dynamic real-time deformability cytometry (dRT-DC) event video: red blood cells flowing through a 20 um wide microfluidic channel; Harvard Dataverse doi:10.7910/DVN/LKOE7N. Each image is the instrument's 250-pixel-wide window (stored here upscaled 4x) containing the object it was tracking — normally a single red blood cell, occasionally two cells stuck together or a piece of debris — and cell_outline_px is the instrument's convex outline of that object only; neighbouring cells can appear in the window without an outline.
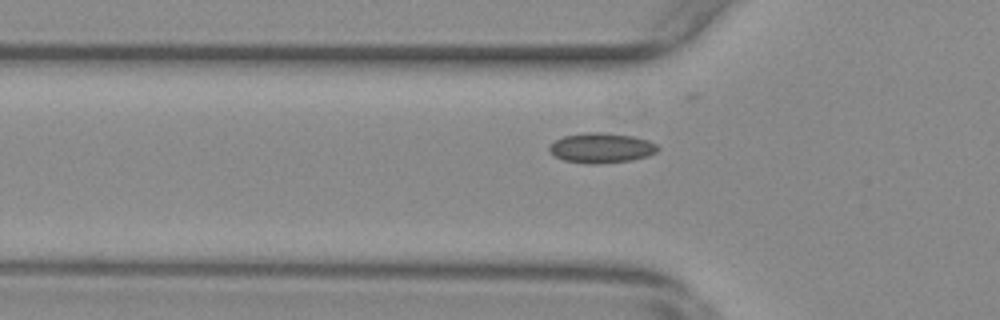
{"species": "common noctule bat (a hibernating species)", "species_latin": "Nyctalus noctula", "temperature_condition": "warm", "stored_images_in_passage": 50, "camera_frame_rate_fps": 3000, "um_per_image_px": 0.085, "animal": {"sex": "female", "body_mass_g": 29.2, "forearm_length_mm": 56.3}, "frame": {"image": 1, "passage_image": 13, "time_ms": 4.0, "image_size_px": [1000, 320], "cell_outline_px": [[660, 148], [656, 152], [648, 156], [632, 160], [600, 164], [588, 164], [564, 160], [556, 156], [548, 148], [556, 140], [564, 136], [584, 132], [604, 132], [632, 136], [648, 140], [656, 144]], "centroid_in_image_um": [51.15, 12.57], "position_along_channel_um": 74.6, "area_um2": 18.96}}
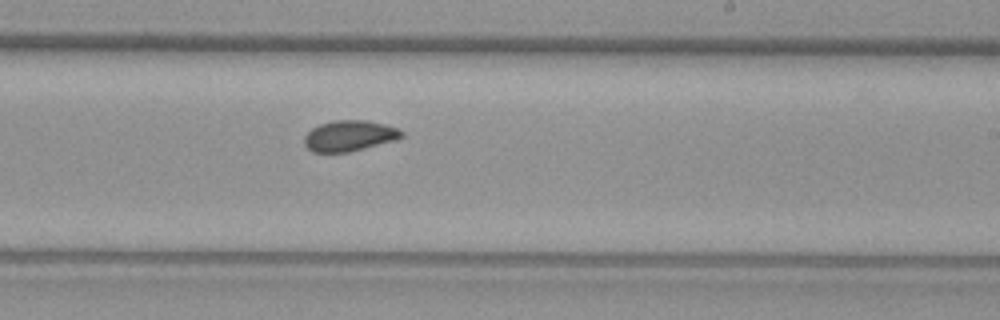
{"frame": {"image": 2, "passage_image": 28, "time_ms": 9.0, "image_size_px": [1000, 320], "cell_outline_px": [[404, 136], [396, 140], [348, 152], [312, 152], [304, 144], [304, 136], [312, 128], [320, 124], [336, 120], [368, 120], [384, 124], [396, 128], [404, 132]], "centroid_in_image_um": [29.7, 11.54], "position_along_channel_um": 259.3, "area_um2": 17.4}}
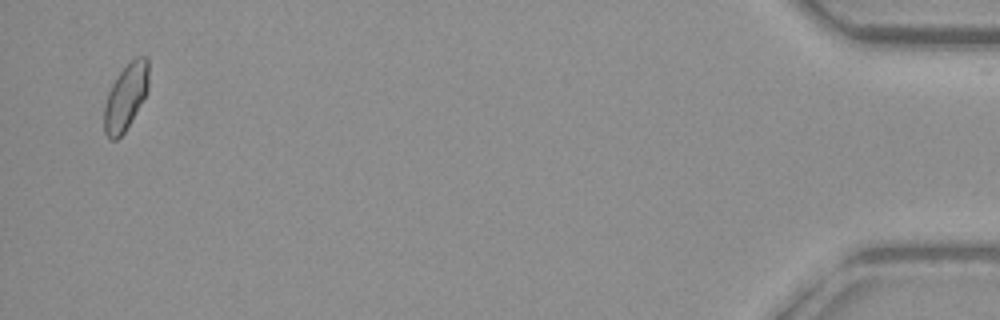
{"frame": {"image": 3, "passage_image": 49, "time_ms": 16.0, "image_size_px": [1000, 320], "cell_outline_px": [[148, 88], [140, 104], [124, 132], [116, 140], [108, 140], [104, 132], [104, 104], [108, 92], [112, 84], [120, 72], [136, 56], [148, 56]], "centroid_in_image_um": [10.66, 8.25], "position_along_channel_um": 424.5, "area_um2": 16.94}}